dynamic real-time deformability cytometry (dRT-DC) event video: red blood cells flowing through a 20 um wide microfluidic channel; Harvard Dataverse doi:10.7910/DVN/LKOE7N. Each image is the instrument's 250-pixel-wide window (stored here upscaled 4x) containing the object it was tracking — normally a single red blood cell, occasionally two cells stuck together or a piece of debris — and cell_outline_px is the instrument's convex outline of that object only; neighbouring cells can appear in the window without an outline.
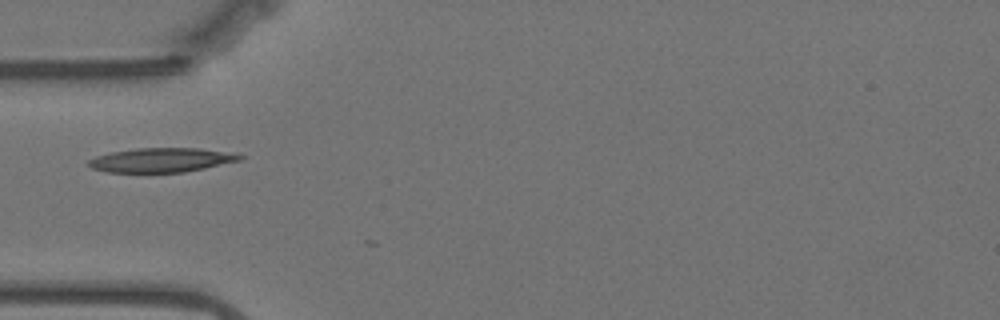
{"species": "Egyptian fruit bat (a non-hibernating species)", "species_latin": "Rousettus aegyptiacus", "temperature_condition": "warm", "stored_images_in_passage": 2, "camera_frame_rate_fps": 3000, "um_per_image_px": 0.085, "animal": {"sex": "female"}, "frame": {"image": 1, "passage_image": 1, "time_ms": 0.0, "image_size_px": [1000, 320], "cell_outline_px": [[244, 156], [240, 160], [204, 168], [184, 172], [104, 172], [92, 168], [88, 164], [88, 160], [96, 156], [112, 152], [136, 148], [200, 148], [240, 152]], "centroid_in_image_um": [13.78, 13.59], "position_along_channel_um": 71.2, "area_um2": 21.56}}